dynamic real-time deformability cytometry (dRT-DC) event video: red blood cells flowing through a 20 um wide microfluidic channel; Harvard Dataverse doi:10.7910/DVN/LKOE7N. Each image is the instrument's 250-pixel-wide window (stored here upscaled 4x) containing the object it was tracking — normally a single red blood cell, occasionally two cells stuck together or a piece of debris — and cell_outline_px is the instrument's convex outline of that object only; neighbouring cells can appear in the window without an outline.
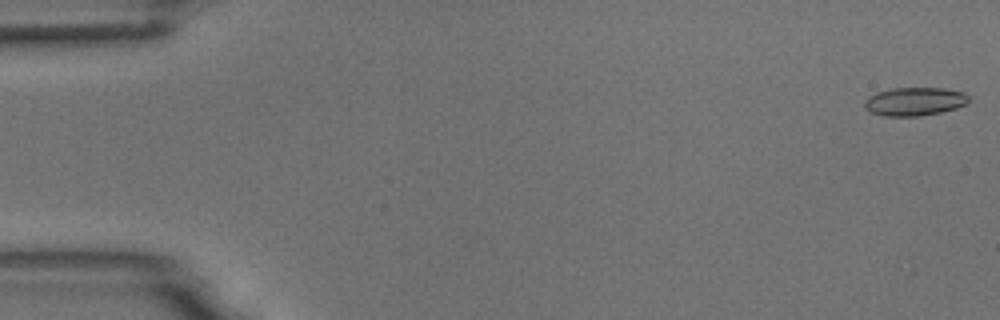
{"species": "common noctule bat (a hibernating species)", "species_latin": "Nyctalus noctula", "temperature_condition": "room temperature", "stored_images_in_passage": 17, "camera_frame_rate_fps": 3000, "um_per_image_px": 0.085, "animal": {"sex": "male", "body_mass_g": 18.8}, "frame": {"image": 1, "passage_image": 1, "time_ms": 0.0, "image_size_px": [1000, 320], "cell_outline_px": [[968, 100], [964, 104], [956, 108], [940, 112], [920, 116], [884, 116], [872, 112], [864, 108], [864, 104], [868, 96], [876, 92], [892, 88], [944, 88], [964, 92], [968, 96]], "centroid_in_image_um": [77.71, 8.62], "position_along_channel_um": 7.3, "area_um2": 17.17}}
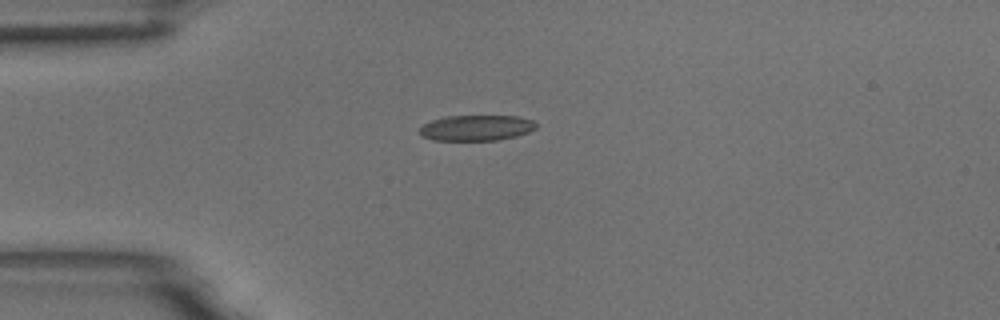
{"frame": {"image": 2, "passage_image": 14, "time_ms": 4.333, "image_size_px": [1000, 320], "cell_outline_px": [[536, 128], [528, 132], [516, 136], [496, 140], [432, 140], [420, 136], [420, 128], [424, 124], [432, 120], [444, 116], [516, 116], [532, 120], [536, 124]], "centroid_in_image_um": [40.46, 10.87], "position_along_channel_um": 44.5, "area_um2": 17.34}}